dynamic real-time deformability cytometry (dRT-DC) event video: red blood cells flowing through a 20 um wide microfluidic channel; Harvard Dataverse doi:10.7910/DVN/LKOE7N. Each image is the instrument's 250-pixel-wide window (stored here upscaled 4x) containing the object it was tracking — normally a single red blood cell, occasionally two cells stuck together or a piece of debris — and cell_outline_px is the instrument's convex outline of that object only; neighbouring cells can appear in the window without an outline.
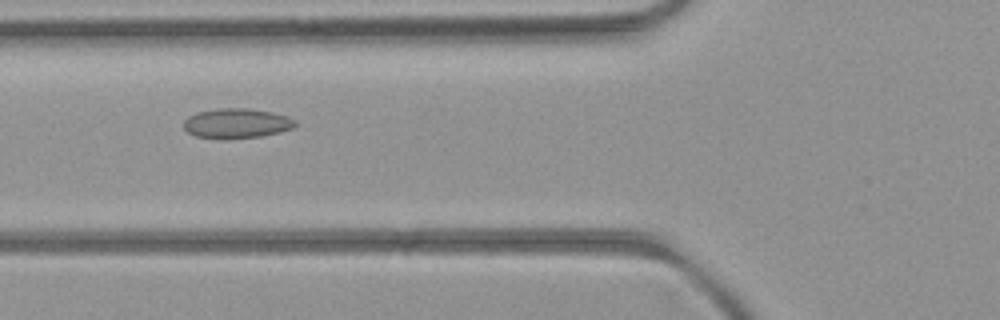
{"species": "common noctule bat (a hibernating species)", "species_latin": "Nyctalus noctula", "temperature_condition": "room temperature", "stored_images_in_passage": 36, "camera_frame_rate_fps": 3000, "um_per_image_px": 0.085, "animal": {"sex": "female", "body_mass_g": 21.9}, "frame": {"image": 1, "passage_image": 3, "time_ms": 0.667, "image_size_px": [1000, 320], "cell_outline_px": [[296, 124], [292, 128], [280, 132], [260, 136], [196, 136], [188, 132], [184, 128], [184, 120], [188, 116], [196, 112], [220, 108], [244, 108], [272, 112], [288, 116], [296, 120]], "centroid_in_image_um": [20.14, 10.43], "position_along_channel_um": 105.7, "area_um2": 18.61}}
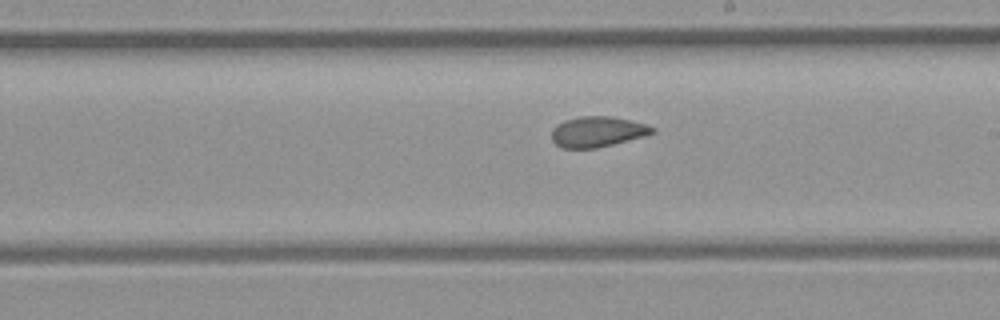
{"frame": {"image": 2, "passage_image": 13, "time_ms": 4.0, "image_size_px": [1000, 320], "cell_outline_px": [[656, 132], [648, 136], [596, 148], [560, 148], [552, 140], [552, 128], [556, 124], [564, 120], [580, 116], [612, 116], [644, 124], [656, 128]], "centroid_in_image_um": [50.79, 11.2], "position_along_channel_um": 238.2, "area_um2": 18.09}}
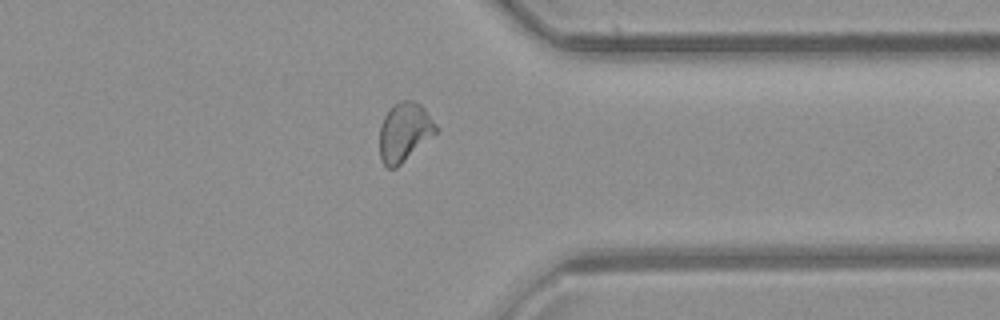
{"frame": {"image": 3, "passage_image": 24, "time_ms": 7.667, "image_size_px": [1000, 320], "cell_outline_px": [[440, 128], [436, 132], [396, 168], [388, 168], [380, 160], [380, 124], [384, 116], [392, 104], [400, 100], [412, 100], [420, 104], [424, 108]], "centroid_in_image_um": [34.36, 11.19], "position_along_channel_um": 377.0, "area_um2": 19.31}}